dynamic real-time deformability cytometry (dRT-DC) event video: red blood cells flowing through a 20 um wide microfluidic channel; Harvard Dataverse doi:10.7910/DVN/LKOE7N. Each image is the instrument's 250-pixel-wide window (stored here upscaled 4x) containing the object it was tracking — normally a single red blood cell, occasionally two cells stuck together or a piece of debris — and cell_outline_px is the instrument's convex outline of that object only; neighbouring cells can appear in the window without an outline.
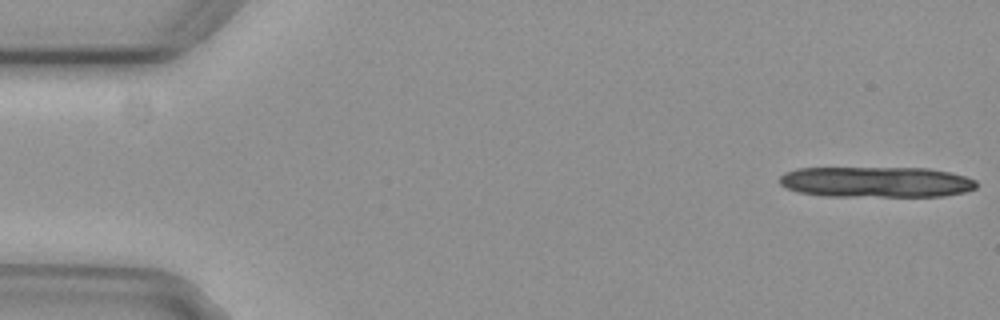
{"species": "common noctule bat (a hibernating species)", "species_latin": "Nyctalus noctula", "temperature_condition": "cold", "stored_images_in_passage": 6, "camera_frame_rate_fps": 3000, "um_per_image_px": 0.085, "animal": {"sex": "female", "body_mass_g": 29.2, "forearm_length_mm": 56.3}, "frame": {"image": 1, "passage_image": 1, "time_ms": 0.0, "image_size_px": [1000, 320], "cell_outline_px": [[976, 188], [964, 192], [944, 196], [820, 196], [800, 192], [788, 188], [780, 184], [780, 176], [784, 172], [800, 168], [928, 168], [948, 172], [964, 176], [976, 180]], "centroid_in_image_um": [74.47, 15.47], "position_along_channel_um": 10.5, "area_um2": 35.2}}